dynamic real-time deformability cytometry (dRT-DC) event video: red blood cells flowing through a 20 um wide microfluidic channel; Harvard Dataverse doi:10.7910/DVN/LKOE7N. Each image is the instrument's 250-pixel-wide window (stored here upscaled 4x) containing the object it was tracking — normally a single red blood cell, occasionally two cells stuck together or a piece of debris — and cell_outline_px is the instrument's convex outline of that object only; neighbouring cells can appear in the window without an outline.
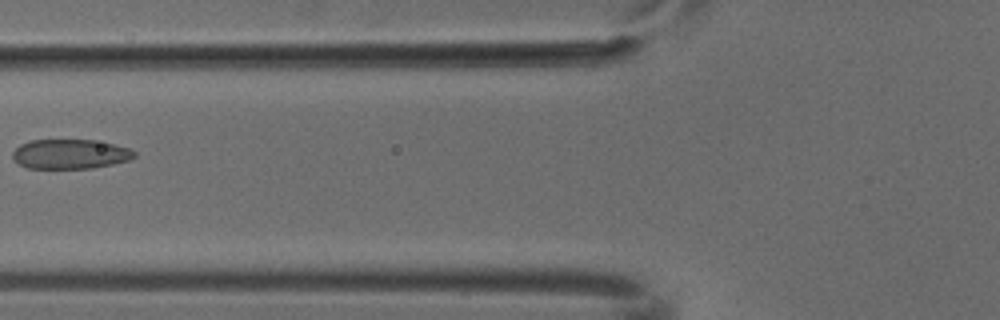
{"species": "common noctule bat (a hibernating species)", "species_latin": "Nyctalus noctula", "temperature_condition": "cold", "stored_images_in_passage": 6, "camera_frame_rate_fps": 3000, "um_per_image_px": 0.085, "animal": {"sex": "male", "body_mass_g": 18.8}, "frame": {"image": 1, "passage_image": 5, "time_ms": 1.333, "image_size_px": [1000, 320], "cell_outline_px": [[136, 156], [128, 160], [112, 164], [92, 168], [28, 168], [20, 164], [12, 156], [12, 152], [20, 144], [28, 140], [92, 140], [112, 144], [128, 148], [136, 152]], "centroid_in_image_um": [5.95, 13.09], "position_along_channel_um": 119.9, "area_um2": 20.81}}
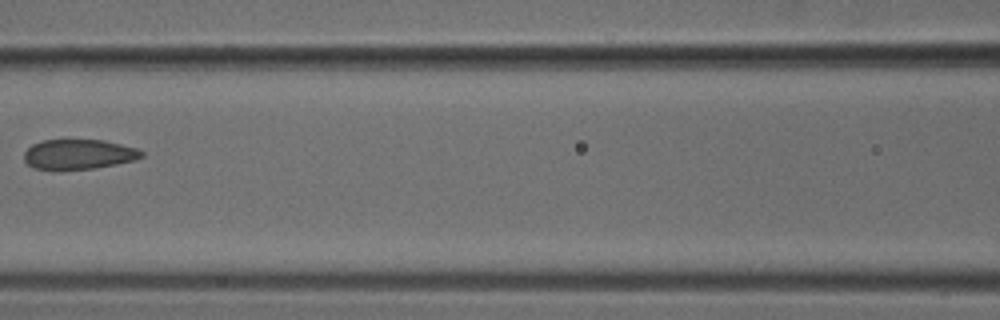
{"frame": {"image": 2, "passage_image": 6, "time_ms": 1.667, "image_size_px": [1000, 320], "cell_outline_px": [[144, 156], [136, 160], [116, 164], [92, 168], [52, 172], [32, 168], [24, 160], [24, 152], [32, 144], [40, 140], [104, 140], [136, 148], [144, 152]], "centroid_in_image_um": [6.63, 13.14], "position_along_channel_um": 160.0, "area_um2": 21.04}}